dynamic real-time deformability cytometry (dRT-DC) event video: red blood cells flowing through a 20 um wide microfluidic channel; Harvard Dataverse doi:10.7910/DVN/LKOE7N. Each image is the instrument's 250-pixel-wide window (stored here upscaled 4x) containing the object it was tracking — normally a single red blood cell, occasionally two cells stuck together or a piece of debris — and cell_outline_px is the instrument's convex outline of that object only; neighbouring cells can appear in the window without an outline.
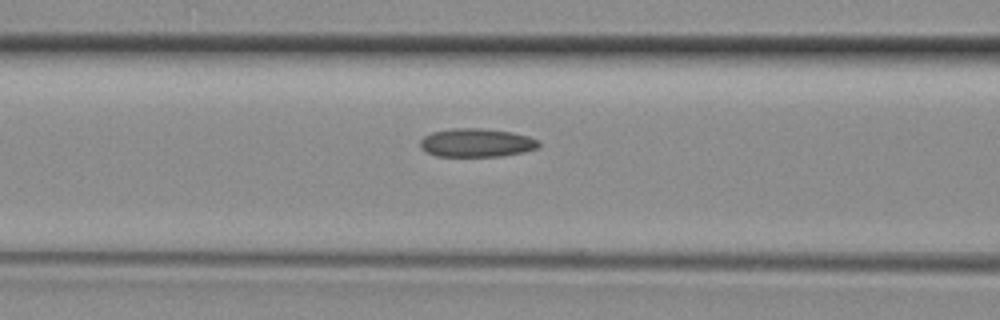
{"species": "common noctule bat (a hibernating species)", "species_latin": "Nyctalus noctula", "temperature_condition": "room temperature", "stored_images_in_passage": 5, "camera_frame_rate_fps": 3000, "um_per_image_px": 0.085, "animal": {"sex": "female", "body_mass_g": 29.2, "forearm_length_mm": 56.3}, "frame": {"image": 1, "passage_image": 4, "time_ms": 1.0, "image_size_px": [1000, 320], "cell_outline_px": [[540, 144], [536, 148], [524, 152], [500, 156], [436, 156], [424, 152], [420, 148], [420, 140], [424, 136], [432, 132], [452, 128], [480, 128], [512, 132], [528, 136], [536, 140]], "centroid_in_image_um": [40.45, 12.13], "position_along_channel_um": 126.2, "area_um2": 19.71}}